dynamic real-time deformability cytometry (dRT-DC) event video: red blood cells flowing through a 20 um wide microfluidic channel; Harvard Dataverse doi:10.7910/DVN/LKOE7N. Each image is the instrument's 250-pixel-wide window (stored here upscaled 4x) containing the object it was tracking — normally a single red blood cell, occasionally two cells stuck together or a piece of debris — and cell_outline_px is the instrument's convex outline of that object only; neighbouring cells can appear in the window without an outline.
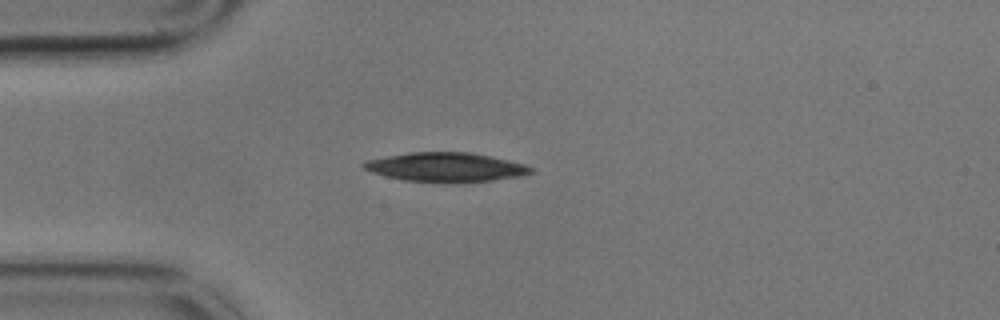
{"species": "common noctule bat (a hibernating species)", "species_latin": "Nyctalus noctula", "temperature_condition": "cold", "stored_images_in_passage": 1, "camera_frame_rate_fps": 3000, "um_per_image_px": 0.085, "animal": {"sex": "male", "body_mass_g": 17.9}, "frame": {"image": 1, "passage_image": 1, "time_ms": 0.0, "image_size_px": [1000, 320], "cell_outline_px": [[536, 172], [520, 176], [492, 180], [460, 184], [444, 184], [404, 180], [384, 176], [372, 172], [364, 168], [360, 164], [364, 160], [408, 152], [472, 152], [508, 160], [524, 164], [536, 168]], "centroid_in_image_um": [37.9, 14.23], "position_along_channel_um": 47.1, "area_um2": 29.25}}